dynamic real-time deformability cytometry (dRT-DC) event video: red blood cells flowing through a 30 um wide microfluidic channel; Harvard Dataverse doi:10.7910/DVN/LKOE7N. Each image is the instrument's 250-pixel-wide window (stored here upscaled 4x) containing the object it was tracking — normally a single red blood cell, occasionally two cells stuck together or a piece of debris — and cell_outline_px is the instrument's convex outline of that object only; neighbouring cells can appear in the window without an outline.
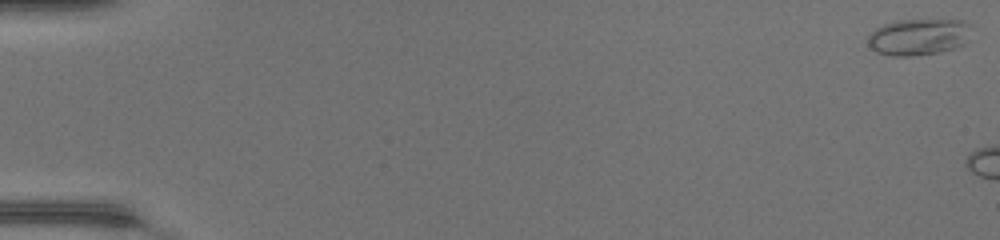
{"species": "common noctule bat (a hibernating species)", "species_latin": "Nyctalus noctula", "temperature_condition": "warm", "stored_images_in_passage": 5, "camera_frame_rate_fps": 3000, "um_per_image_px": 0.085, "animal": {"sex": "female", "body_mass_g": 17.0, "forearm_length_mm": 48.0}, "frame": {"image": 1, "passage_image": 1, "time_ms": 0.0, "image_size_px": [1000, 240], "cell_outline_px": [[972, 24], [964, 44], [940, 52], [912, 56], [892, 56], [876, 52], [868, 44], [868, 36], [876, 28], [884, 24], [896, 20], [964, 20]], "centroid_in_image_um": [78.07, 3.13], "position_along_channel_um": 6.9, "area_um2": 21.96}}